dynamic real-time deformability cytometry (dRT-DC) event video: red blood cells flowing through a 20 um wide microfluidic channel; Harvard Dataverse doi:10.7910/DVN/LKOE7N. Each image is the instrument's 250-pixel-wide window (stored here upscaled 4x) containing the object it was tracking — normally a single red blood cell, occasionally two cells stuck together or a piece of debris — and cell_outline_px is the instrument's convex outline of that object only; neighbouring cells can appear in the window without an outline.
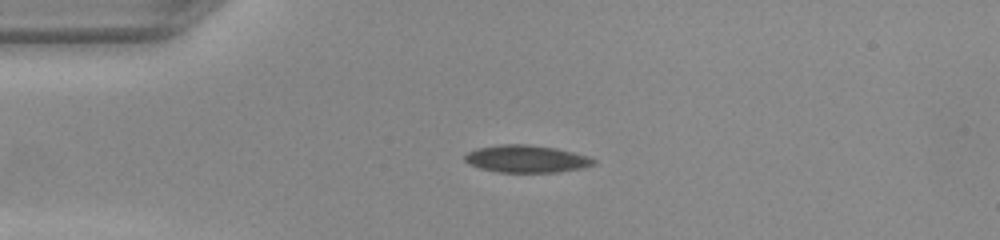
{"species": "common noctule bat (a hibernating species)", "species_latin": "Nyctalus noctula", "temperature_condition": "warm", "stored_images_in_passage": 39, "camera_frame_rate_fps": 3000, "um_per_image_px": 0.085, "animal": {"sex": "female", "body_mass_g": 22.0, "forearm_length_mm": 56.7}, "frame": {"image": 1, "passage_image": 1, "time_ms": 0.0, "image_size_px": [1000, 240], "cell_outline_px": [[596, 164], [584, 168], [560, 172], [496, 172], [480, 168], [468, 164], [464, 160], [464, 156], [468, 152], [476, 148], [500, 144], [528, 144], [556, 148], [588, 156], [596, 160]], "centroid_in_image_um": [44.75, 13.5], "position_along_channel_um": 40.3, "area_um2": 20.75}}
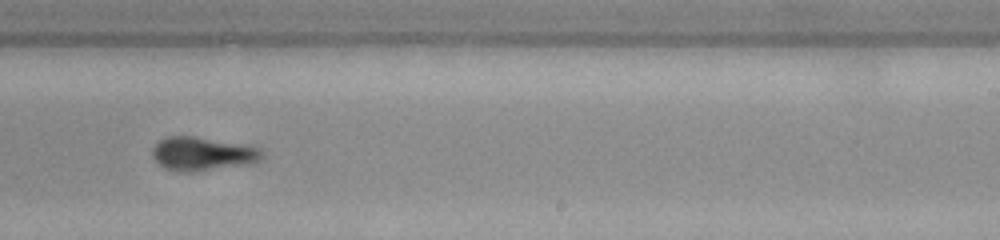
{"frame": {"image": 2, "passage_image": 20, "time_ms": 6.333, "image_size_px": [1000, 240], "cell_outline_px": [[264, 156], [256, 164], [192, 172], [176, 172], [164, 168], [152, 156], [152, 148], [160, 140], [168, 136], [192, 136], [252, 144], [260, 148], [264, 152]], "centroid_in_image_um": [17.31, 13.08], "position_along_channel_um": 271.7, "area_um2": 22.25}}
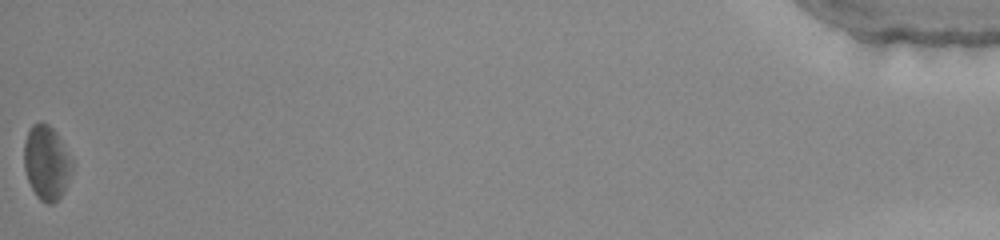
{"frame": {"image": 3, "passage_image": 39, "time_ms": 12.667, "image_size_px": [1000, 240], "cell_outline_px": [[72, 172], [60, 196], [52, 204], [48, 204], [40, 200], [36, 196], [28, 180], [24, 168], [24, 144], [28, 132], [32, 124], [40, 120], [48, 124], [56, 132], [72, 156]], "centroid_in_image_um": [3.95, 13.79], "position_along_channel_um": 431.2, "area_um2": 20.87}}